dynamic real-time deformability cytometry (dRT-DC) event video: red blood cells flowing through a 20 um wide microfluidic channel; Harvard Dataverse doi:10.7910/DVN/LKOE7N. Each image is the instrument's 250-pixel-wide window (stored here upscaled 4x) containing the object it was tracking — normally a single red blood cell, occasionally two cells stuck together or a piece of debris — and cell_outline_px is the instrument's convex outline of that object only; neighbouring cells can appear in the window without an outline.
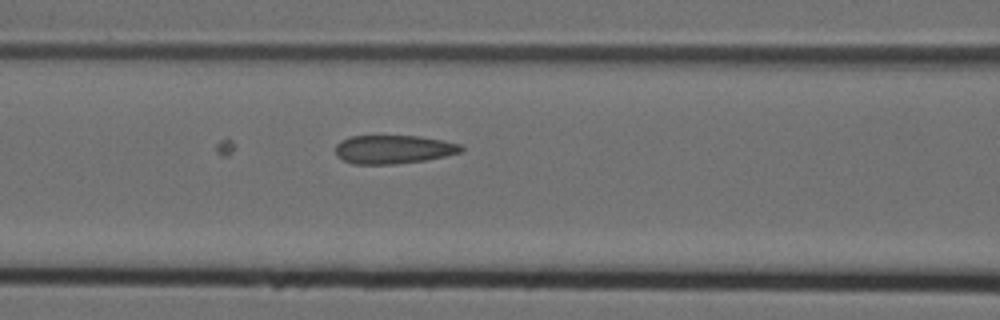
{"species": "Egyptian fruit bat (a non-hibernating species)", "species_latin": "Rousettus aegyptiacus", "temperature_condition": "cold", "stored_images_in_passage": 4, "segment_of_instrument_passage": [1, 2], "camera_frame_rate_fps": 3000, "um_per_image_px": 0.085, "animal": {"sex": "female"}, "frame": {"image": 1, "passage_image": 3, "time_ms": 0.667, "image_size_px": [1000, 320], "cell_outline_px": [[464, 148], [460, 152], [444, 156], [424, 160], [396, 164], [352, 164], [336, 156], [336, 144], [340, 140], [348, 136], [420, 136], [444, 140], [460, 144]], "centroid_in_image_um": [33.41, 12.69], "position_along_channel_um": 133.2, "area_um2": 20.98}}